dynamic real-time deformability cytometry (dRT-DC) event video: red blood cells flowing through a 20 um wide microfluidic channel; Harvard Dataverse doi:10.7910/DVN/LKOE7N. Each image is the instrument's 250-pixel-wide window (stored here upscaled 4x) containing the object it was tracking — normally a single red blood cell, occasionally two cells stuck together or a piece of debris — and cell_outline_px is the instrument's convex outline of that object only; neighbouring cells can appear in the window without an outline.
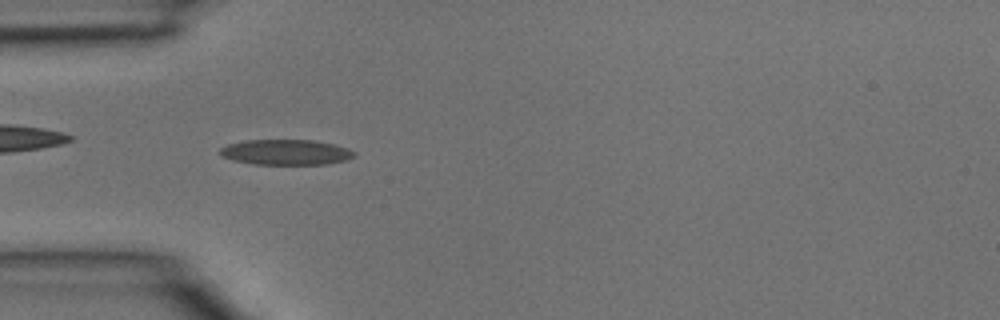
{"species": "common noctule bat (a hibernating species)", "species_latin": "Nyctalus noctula", "temperature_condition": "room temperature", "stored_images_in_passage": 14, "camera_frame_rate_fps": 3000, "um_per_image_px": 0.085, "animal": {"sex": "male", "body_mass_g": 15.6}, "frame": {"image": 1, "passage_image": 11, "time_ms": 3.333, "image_size_px": [1000, 320], "cell_outline_px": [[356, 156], [344, 160], [328, 164], [252, 164], [232, 160], [224, 156], [220, 152], [220, 148], [228, 144], [244, 140], [312, 140], [332, 144], [348, 148], [356, 152]], "centroid_in_image_um": [24.31, 12.94], "position_along_channel_um": 60.7, "area_um2": 19.77}}